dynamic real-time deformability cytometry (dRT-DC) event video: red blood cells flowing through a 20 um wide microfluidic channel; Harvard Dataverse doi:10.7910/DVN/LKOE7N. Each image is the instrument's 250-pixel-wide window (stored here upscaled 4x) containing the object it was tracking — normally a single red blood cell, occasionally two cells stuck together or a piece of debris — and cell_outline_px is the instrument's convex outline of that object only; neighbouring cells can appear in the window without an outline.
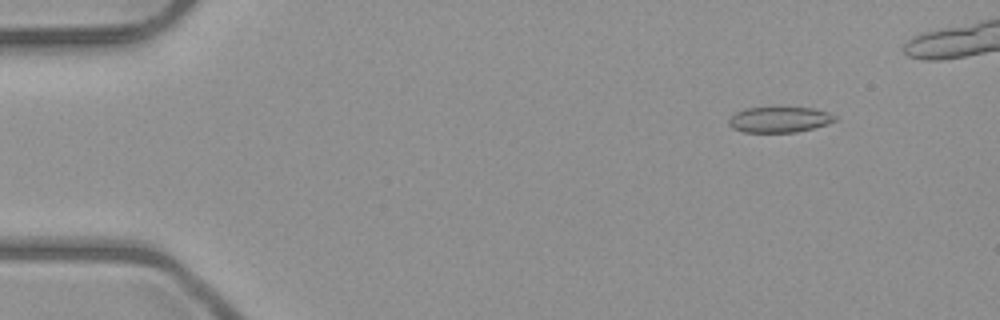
{"species": "common noctule bat (a hibernating species)", "species_latin": "Nyctalus noctula", "temperature_condition": "room temperature", "stored_images_in_passage": 4, "camera_frame_rate_fps": 3000, "um_per_image_px": 0.085, "animal": {"sex": "male", "body_mass_g": 23.1, "forearm_length_mm": 52.7}, "frame": {"image": 1, "passage_image": 1, "time_ms": 0.0, "image_size_px": [1000, 320], "cell_outline_px": [[836, 120], [828, 124], [796, 132], [744, 132], [732, 128], [728, 124], [728, 120], [736, 112], [744, 108], [776, 104], [812, 108], [828, 112], [836, 116]], "centroid_in_image_um": [66.23, 10.1], "position_along_channel_um": 18.8, "area_um2": 16.7}}